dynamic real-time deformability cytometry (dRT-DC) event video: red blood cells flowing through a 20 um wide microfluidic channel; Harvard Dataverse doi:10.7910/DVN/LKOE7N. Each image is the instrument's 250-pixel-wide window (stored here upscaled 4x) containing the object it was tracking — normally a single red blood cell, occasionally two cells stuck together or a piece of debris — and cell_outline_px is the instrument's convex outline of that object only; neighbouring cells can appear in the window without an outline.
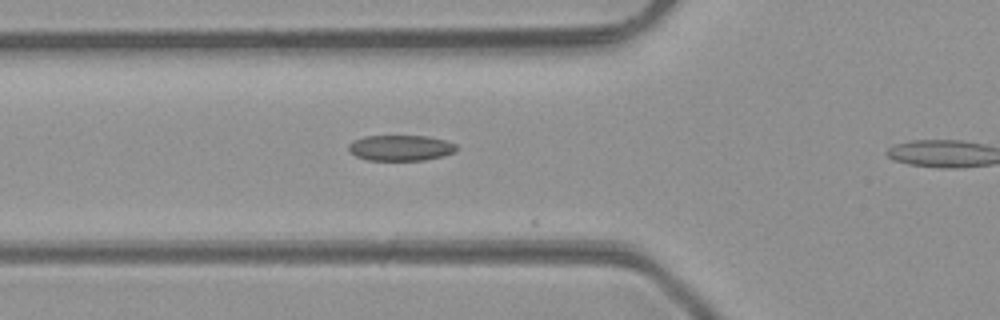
{"species": "common noctule bat (a hibernating species)", "species_latin": "Nyctalus noctula", "temperature_condition": "room temperature", "stored_images_in_passage": 3, "camera_frame_rate_fps": 3000, "um_per_image_px": 0.085, "animal": {"sex": "male", "body_mass_g": 23.1, "forearm_length_mm": 52.7}, "frame": {"image": 1, "passage_image": 2, "time_ms": 0.333, "image_size_px": [1000, 320], "cell_outline_px": [[456, 152], [444, 156], [424, 160], [368, 160], [356, 156], [348, 148], [348, 144], [352, 140], [364, 136], [424, 136], [444, 140], [456, 144]], "centroid_in_image_um": [34.05, 12.57], "position_along_channel_um": 91.8, "area_um2": 16.13}}